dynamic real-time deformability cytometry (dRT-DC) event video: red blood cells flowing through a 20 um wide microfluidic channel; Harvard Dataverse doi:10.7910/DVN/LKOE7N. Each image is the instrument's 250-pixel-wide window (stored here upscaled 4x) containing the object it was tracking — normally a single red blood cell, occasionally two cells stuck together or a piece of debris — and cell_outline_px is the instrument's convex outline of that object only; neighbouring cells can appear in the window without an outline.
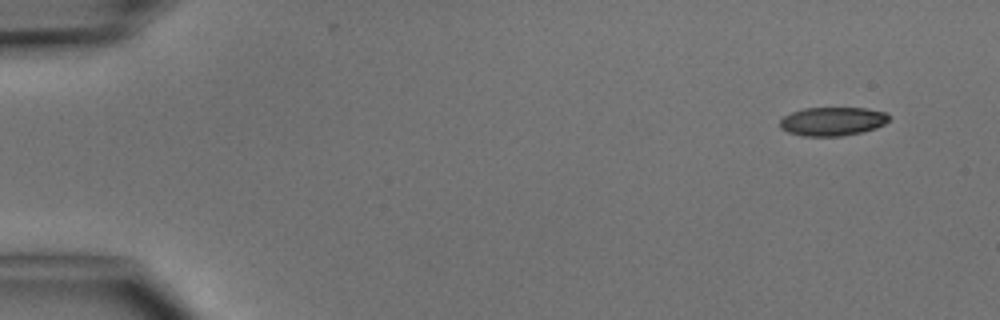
{"species": "common noctule bat (a hibernating species)", "species_latin": "Nyctalus noctula", "temperature_condition": "cold", "stored_images_in_passage": 4, "camera_frame_rate_fps": 3000, "um_per_image_px": 0.085, "animal": {"sex": "male", "body_mass_g": 15.6}, "frame": {"image": 1, "passage_image": 1, "time_ms": 0.0, "image_size_px": [1000, 320], "cell_outline_px": [[888, 120], [884, 124], [876, 128], [860, 132], [840, 136], [804, 136], [788, 132], [780, 128], [780, 120], [784, 116], [792, 112], [804, 108], [864, 108], [884, 112], [888, 116]], "centroid_in_image_um": [70.73, 10.31], "position_along_channel_um": 14.3, "area_um2": 18.03}}
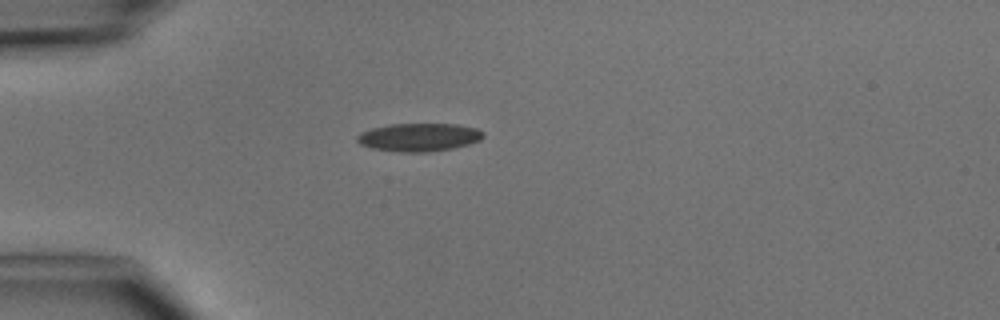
{"frame": {"image": 2, "passage_image": 4, "time_ms": 3.333, "image_size_px": [1000, 320], "cell_outline_px": [[484, 136], [480, 140], [468, 144], [452, 148], [428, 152], [400, 152], [372, 148], [360, 144], [356, 140], [356, 136], [360, 132], [372, 128], [388, 124], [460, 124], [476, 128], [484, 132]], "centroid_in_image_um": [35.6, 11.66], "position_along_channel_um": 49.4, "area_um2": 20.75}}